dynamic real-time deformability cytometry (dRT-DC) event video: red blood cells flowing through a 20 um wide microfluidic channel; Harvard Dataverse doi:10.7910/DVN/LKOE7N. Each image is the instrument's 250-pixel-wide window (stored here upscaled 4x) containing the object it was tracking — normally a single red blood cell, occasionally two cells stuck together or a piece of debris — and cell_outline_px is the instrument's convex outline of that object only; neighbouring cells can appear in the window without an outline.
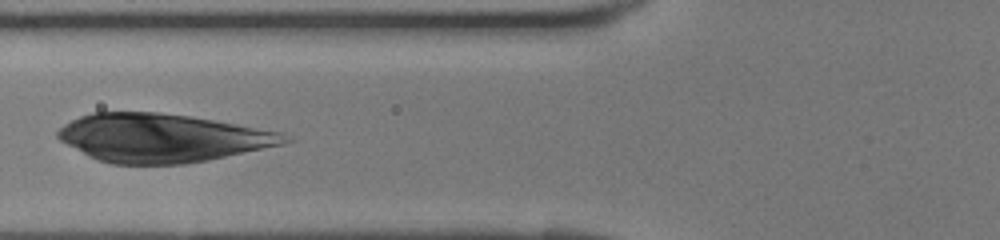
{"species": "human", "species_latin": "Homo sapiens", "temperature_condition": "room temperature", "stored_images_in_passage": 36, "camera_frame_rate_fps": 3000, "um_per_image_px": 0.085, "donor": {"sex": "female"}, "frame": {"image": 1, "passage_image": 16, "time_ms": 5.0, "image_size_px": [1000, 240], "cell_outline_px": [[296, 140], [284, 144], [208, 160], [184, 164], [112, 164], [88, 156], [60, 140], [56, 136], [56, 132], [64, 124], [80, 116], [92, 112], [160, 112], [192, 116], [216, 120], [284, 132]], "centroid_in_image_um": [13.83, 11.71], "position_along_channel_um": 112.0, "area_um2": 64.16}}